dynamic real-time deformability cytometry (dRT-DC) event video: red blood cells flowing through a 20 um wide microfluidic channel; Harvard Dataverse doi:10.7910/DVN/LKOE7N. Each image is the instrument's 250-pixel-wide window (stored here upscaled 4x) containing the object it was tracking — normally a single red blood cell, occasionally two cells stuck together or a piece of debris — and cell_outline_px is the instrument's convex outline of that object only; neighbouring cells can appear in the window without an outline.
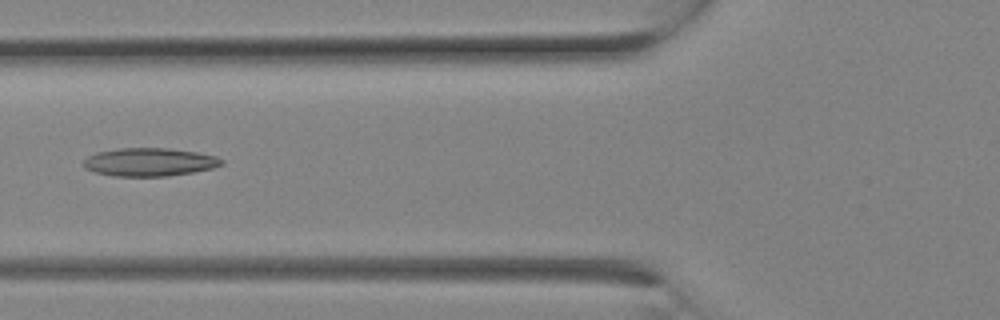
{"species": "Egyptian fruit bat (a non-hibernating species)", "species_latin": "Rousettus aegyptiacus", "temperature_condition": "room temperature", "stored_images_in_passage": 10, "camera_frame_rate_fps": 3000, "um_per_image_px": 0.085, "animal": {"sex": "female"}, "frame": {"image": 1, "passage_image": 9, "time_ms": 2.667, "image_size_px": [1000, 320], "cell_outline_px": [[224, 164], [212, 168], [192, 172], [168, 176], [112, 176], [96, 172], [84, 168], [84, 160], [88, 156], [96, 152], [120, 148], [168, 148], [196, 152], [216, 156], [224, 160]], "centroid_in_image_um": [12.71, 13.77], "position_along_channel_um": 113.1, "area_um2": 22.66}}